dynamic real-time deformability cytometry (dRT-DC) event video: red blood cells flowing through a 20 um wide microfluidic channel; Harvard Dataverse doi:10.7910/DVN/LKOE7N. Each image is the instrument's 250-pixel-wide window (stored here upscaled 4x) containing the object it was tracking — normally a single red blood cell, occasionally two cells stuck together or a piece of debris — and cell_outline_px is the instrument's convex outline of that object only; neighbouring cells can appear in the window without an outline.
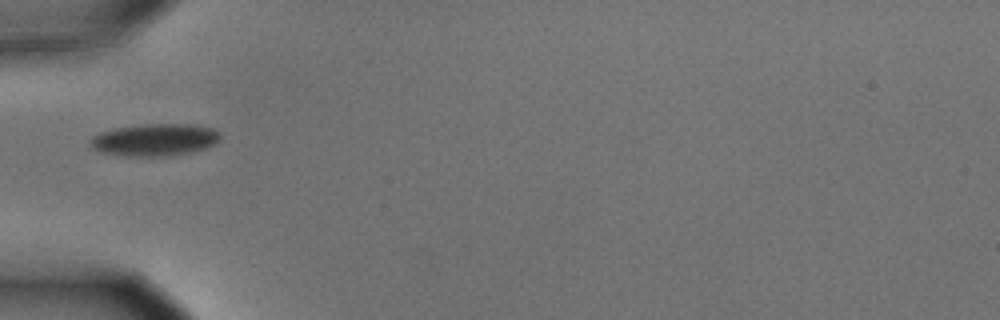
{"species": "common noctule bat (a hibernating species)", "species_latin": "Nyctalus noctula", "temperature_condition": "cold", "stored_images_in_passage": 3, "camera_frame_rate_fps": 3000, "um_per_image_px": 0.085, "animal": {"sex": "male", "body_mass_g": 15.6}, "frame": {"image": 1, "passage_image": 1, "time_ms": 0.0, "image_size_px": [1000, 320], "cell_outline_px": [[220, 136], [212, 144], [204, 148], [192, 152], [168, 156], [120, 156], [100, 152], [92, 148], [88, 140], [92, 136], [100, 132], [116, 128], [144, 124], [196, 124], [212, 128], [220, 132]], "centroid_in_image_um": [13.1, 11.88], "position_along_channel_um": 71.9, "area_um2": 24.51}}
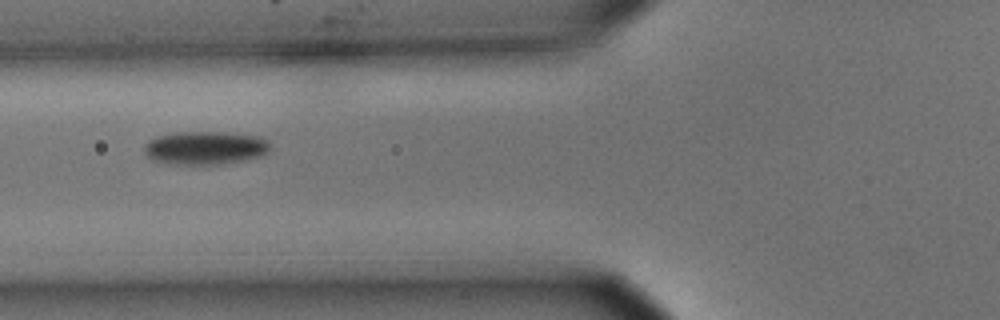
{"frame": {"image": 2, "passage_image": 2, "time_ms": 0.333, "image_size_px": [1000, 320], "cell_outline_px": [[272, 144], [268, 152], [260, 156], [248, 160], [220, 164], [164, 164], [152, 160], [144, 152], [144, 144], [148, 140], [156, 136], [176, 132], [228, 132], [260, 136], [268, 140]], "centroid_in_image_um": [17.45, 12.57], "position_along_channel_um": 108.3, "area_um2": 24.97}}
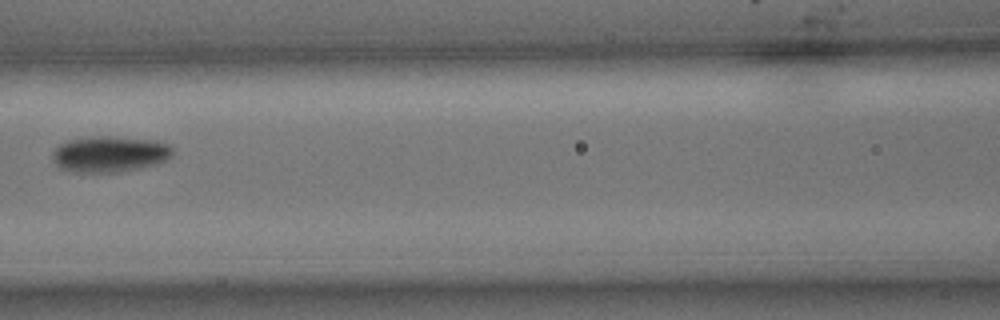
{"frame": {"image": 3, "passage_image": 3, "time_ms": 0.667, "image_size_px": [1000, 320], "cell_outline_px": [[172, 152], [164, 160], [156, 164], [140, 168], [120, 172], [76, 172], [60, 168], [52, 160], [52, 152], [60, 144], [68, 140], [100, 136], [108, 136], [156, 140], [168, 144], [172, 148]], "centroid_in_image_um": [9.3, 13.1], "position_along_channel_um": 157.3, "area_um2": 25.03}}